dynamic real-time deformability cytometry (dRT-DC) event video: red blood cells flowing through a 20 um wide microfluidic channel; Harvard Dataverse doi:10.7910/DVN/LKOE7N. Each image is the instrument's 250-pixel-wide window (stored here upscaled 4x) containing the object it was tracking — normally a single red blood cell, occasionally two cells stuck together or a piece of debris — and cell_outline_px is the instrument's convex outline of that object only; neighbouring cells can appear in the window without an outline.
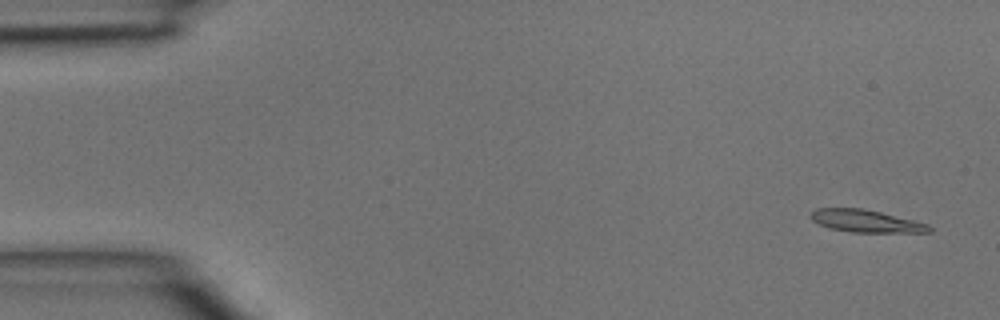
{"species": "common noctule bat (a hibernating species)", "species_latin": "Nyctalus noctula", "temperature_condition": "room temperature", "stored_images_in_passage": 3, "camera_frame_rate_fps": 3000, "um_per_image_px": 0.085, "animal": {"sex": "male", "body_mass_g": 15.6}, "frame": {"image": 1, "passage_image": 1, "time_ms": 0.0, "image_size_px": [1000, 320], "cell_outline_px": [[932, 232], [852, 232], [828, 228], [812, 220], [808, 216], [816, 208], [864, 208], [928, 224], [932, 228]], "centroid_in_image_um": [73.57, 18.79], "position_along_channel_um": 11.4, "area_um2": 15.37}}